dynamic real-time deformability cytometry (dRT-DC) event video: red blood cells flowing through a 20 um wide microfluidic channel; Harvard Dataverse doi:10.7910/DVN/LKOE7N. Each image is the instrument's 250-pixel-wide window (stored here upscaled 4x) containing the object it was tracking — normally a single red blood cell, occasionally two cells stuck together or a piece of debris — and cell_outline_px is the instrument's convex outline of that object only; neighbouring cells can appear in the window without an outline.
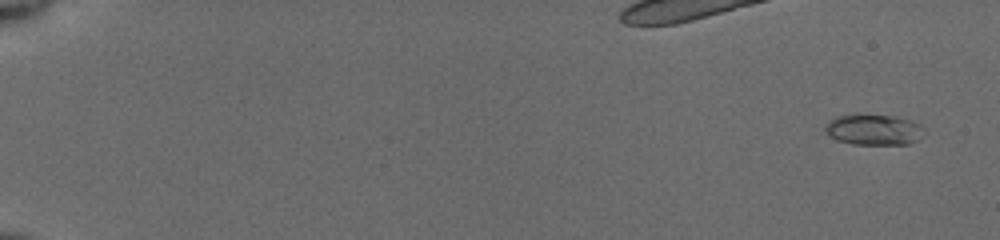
{"species": "common noctule bat (a hibernating species)", "species_latin": "Nyctalus noctula", "temperature_condition": "cold", "stored_images_in_passage": 55, "camera_frame_rate_fps": 3000, "um_per_image_px": 0.085, "animal": {"sex": "female", "body_mass_g": 19.5, "forearm_length_mm": 54.1}, "frame": {"image": 1, "passage_image": 3, "time_ms": 0.667, "image_size_px": [1000, 240], "cell_outline_px": [[924, 136], [908, 144], [852, 144], [836, 140], [828, 136], [824, 128], [828, 120], [836, 116], [892, 116], [912, 120], [920, 124], [924, 128]], "centroid_in_image_um": [74.27, 11.05], "position_along_channel_um": 10.7, "area_um2": 17.57}}
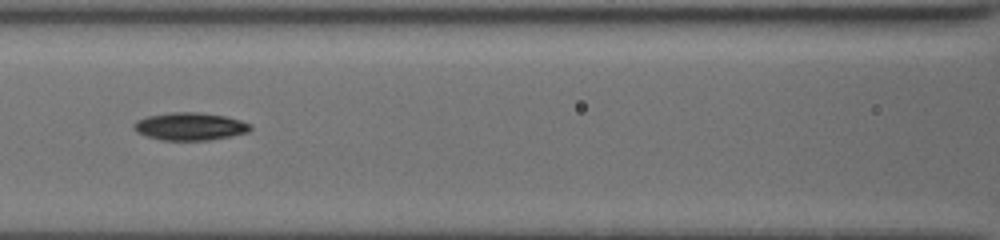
{"frame": {"image": 2, "passage_image": 28, "time_ms": 9.0, "image_size_px": [1000, 240], "cell_outline_px": [[252, 128], [248, 132], [232, 136], [208, 140], [160, 140], [136, 132], [132, 128], [132, 124], [136, 120], [148, 116], [172, 112], [196, 112], [228, 116], [252, 124]], "centroid_in_image_um": [16.15, 10.74], "position_along_channel_um": 150.4, "area_um2": 18.96}}
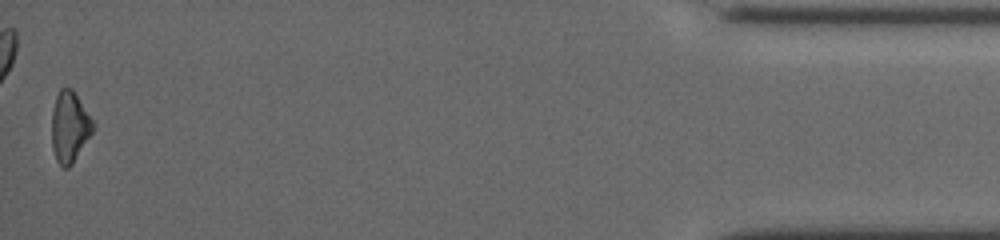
{"frame": {"image": 3, "passage_image": 55, "time_ms": 18.0, "image_size_px": [1000, 240], "cell_outline_px": [[92, 132], [72, 164], [68, 168], [60, 168], [56, 160], [52, 148], [52, 112], [56, 96], [60, 88], [72, 88], [92, 120]], "centroid_in_image_um": [5.88, 10.81], "position_along_channel_um": 429.3, "area_um2": 16.76}, "authors_computed_cell_mechanics": {"area_um2": 17.2244, "velocity_mm_per_s": 3.9198, "shape_relaxation_time_tau1_ms": 2.7182, "shape_relaxation_time_tau2_ms": 5.5479, "deformation_change_tau1": 0.1075, "deformation_change_tau2": 0.1231}}